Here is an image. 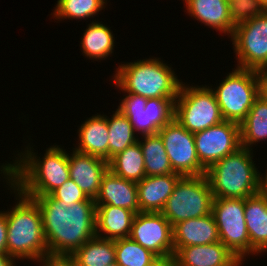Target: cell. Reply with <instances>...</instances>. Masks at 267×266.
I'll list each match as a JSON object with an SVG mask.
<instances>
[{
	"label": "cell",
	"instance_id": "obj_40",
	"mask_svg": "<svg viewBox=\"0 0 267 266\" xmlns=\"http://www.w3.org/2000/svg\"><path fill=\"white\" fill-rule=\"evenodd\" d=\"M262 5L265 7L267 10V0H261Z\"/></svg>",
	"mask_w": 267,
	"mask_h": 266
},
{
	"label": "cell",
	"instance_id": "obj_37",
	"mask_svg": "<svg viewBox=\"0 0 267 266\" xmlns=\"http://www.w3.org/2000/svg\"><path fill=\"white\" fill-rule=\"evenodd\" d=\"M151 266H177L173 256L167 258H159Z\"/></svg>",
	"mask_w": 267,
	"mask_h": 266
},
{
	"label": "cell",
	"instance_id": "obj_9",
	"mask_svg": "<svg viewBox=\"0 0 267 266\" xmlns=\"http://www.w3.org/2000/svg\"><path fill=\"white\" fill-rule=\"evenodd\" d=\"M244 209L245 199L213 198L211 211L218 228L220 242L242 262L246 255L250 254V239Z\"/></svg>",
	"mask_w": 267,
	"mask_h": 266
},
{
	"label": "cell",
	"instance_id": "obj_34",
	"mask_svg": "<svg viewBox=\"0 0 267 266\" xmlns=\"http://www.w3.org/2000/svg\"><path fill=\"white\" fill-rule=\"evenodd\" d=\"M37 262H41V266H77L75 259L71 255L47 254Z\"/></svg>",
	"mask_w": 267,
	"mask_h": 266
},
{
	"label": "cell",
	"instance_id": "obj_42",
	"mask_svg": "<svg viewBox=\"0 0 267 266\" xmlns=\"http://www.w3.org/2000/svg\"><path fill=\"white\" fill-rule=\"evenodd\" d=\"M15 264H16V262L12 263L10 266H16Z\"/></svg>",
	"mask_w": 267,
	"mask_h": 266
},
{
	"label": "cell",
	"instance_id": "obj_6",
	"mask_svg": "<svg viewBox=\"0 0 267 266\" xmlns=\"http://www.w3.org/2000/svg\"><path fill=\"white\" fill-rule=\"evenodd\" d=\"M213 194L206 175L182 176L161 211L173 227L175 224L211 214Z\"/></svg>",
	"mask_w": 267,
	"mask_h": 266
},
{
	"label": "cell",
	"instance_id": "obj_29",
	"mask_svg": "<svg viewBox=\"0 0 267 266\" xmlns=\"http://www.w3.org/2000/svg\"><path fill=\"white\" fill-rule=\"evenodd\" d=\"M109 130V160L117 153L138 142L129 119L118 109L111 118L107 116Z\"/></svg>",
	"mask_w": 267,
	"mask_h": 266
},
{
	"label": "cell",
	"instance_id": "obj_18",
	"mask_svg": "<svg viewBox=\"0 0 267 266\" xmlns=\"http://www.w3.org/2000/svg\"><path fill=\"white\" fill-rule=\"evenodd\" d=\"M174 253L182 247L207 245L220 241L213 214L181 221L173 227Z\"/></svg>",
	"mask_w": 267,
	"mask_h": 266
},
{
	"label": "cell",
	"instance_id": "obj_17",
	"mask_svg": "<svg viewBox=\"0 0 267 266\" xmlns=\"http://www.w3.org/2000/svg\"><path fill=\"white\" fill-rule=\"evenodd\" d=\"M95 205H113L139 213L137 184L119 177L108 169L102 176Z\"/></svg>",
	"mask_w": 267,
	"mask_h": 266
},
{
	"label": "cell",
	"instance_id": "obj_20",
	"mask_svg": "<svg viewBox=\"0 0 267 266\" xmlns=\"http://www.w3.org/2000/svg\"><path fill=\"white\" fill-rule=\"evenodd\" d=\"M245 221L250 239V254L267 252V194L245 198Z\"/></svg>",
	"mask_w": 267,
	"mask_h": 266
},
{
	"label": "cell",
	"instance_id": "obj_32",
	"mask_svg": "<svg viewBox=\"0 0 267 266\" xmlns=\"http://www.w3.org/2000/svg\"><path fill=\"white\" fill-rule=\"evenodd\" d=\"M229 16L236 26L265 13L261 0H229Z\"/></svg>",
	"mask_w": 267,
	"mask_h": 266
},
{
	"label": "cell",
	"instance_id": "obj_36",
	"mask_svg": "<svg viewBox=\"0 0 267 266\" xmlns=\"http://www.w3.org/2000/svg\"><path fill=\"white\" fill-rule=\"evenodd\" d=\"M259 79V93L267 100V68L257 71Z\"/></svg>",
	"mask_w": 267,
	"mask_h": 266
},
{
	"label": "cell",
	"instance_id": "obj_16",
	"mask_svg": "<svg viewBox=\"0 0 267 266\" xmlns=\"http://www.w3.org/2000/svg\"><path fill=\"white\" fill-rule=\"evenodd\" d=\"M173 257L177 266H240L243 263L220 241L179 248Z\"/></svg>",
	"mask_w": 267,
	"mask_h": 266
},
{
	"label": "cell",
	"instance_id": "obj_22",
	"mask_svg": "<svg viewBox=\"0 0 267 266\" xmlns=\"http://www.w3.org/2000/svg\"><path fill=\"white\" fill-rule=\"evenodd\" d=\"M187 13L199 22L232 36L235 25L229 16L228 0H184Z\"/></svg>",
	"mask_w": 267,
	"mask_h": 266
},
{
	"label": "cell",
	"instance_id": "obj_1",
	"mask_svg": "<svg viewBox=\"0 0 267 266\" xmlns=\"http://www.w3.org/2000/svg\"><path fill=\"white\" fill-rule=\"evenodd\" d=\"M39 206L49 254L72 255L96 236L95 200L63 202L50 195L27 196Z\"/></svg>",
	"mask_w": 267,
	"mask_h": 266
},
{
	"label": "cell",
	"instance_id": "obj_25",
	"mask_svg": "<svg viewBox=\"0 0 267 266\" xmlns=\"http://www.w3.org/2000/svg\"><path fill=\"white\" fill-rule=\"evenodd\" d=\"M84 31L80 44L86 57L97 61L106 59L113 53L115 38L110 28L95 20Z\"/></svg>",
	"mask_w": 267,
	"mask_h": 266
},
{
	"label": "cell",
	"instance_id": "obj_10",
	"mask_svg": "<svg viewBox=\"0 0 267 266\" xmlns=\"http://www.w3.org/2000/svg\"><path fill=\"white\" fill-rule=\"evenodd\" d=\"M121 100L118 110L129 119L134 132L142 136L158 134L174 119L176 98H145L128 93Z\"/></svg>",
	"mask_w": 267,
	"mask_h": 266
},
{
	"label": "cell",
	"instance_id": "obj_39",
	"mask_svg": "<svg viewBox=\"0 0 267 266\" xmlns=\"http://www.w3.org/2000/svg\"><path fill=\"white\" fill-rule=\"evenodd\" d=\"M15 261L8 254H0V266H10Z\"/></svg>",
	"mask_w": 267,
	"mask_h": 266
},
{
	"label": "cell",
	"instance_id": "obj_13",
	"mask_svg": "<svg viewBox=\"0 0 267 266\" xmlns=\"http://www.w3.org/2000/svg\"><path fill=\"white\" fill-rule=\"evenodd\" d=\"M194 140L200 164L207 170L241 147L240 124L224 120L194 133Z\"/></svg>",
	"mask_w": 267,
	"mask_h": 266
},
{
	"label": "cell",
	"instance_id": "obj_19",
	"mask_svg": "<svg viewBox=\"0 0 267 266\" xmlns=\"http://www.w3.org/2000/svg\"><path fill=\"white\" fill-rule=\"evenodd\" d=\"M181 177L178 173L145 176L136 183L140 212H161Z\"/></svg>",
	"mask_w": 267,
	"mask_h": 266
},
{
	"label": "cell",
	"instance_id": "obj_21",
	"mask_svg": "<svg viewBox=\"0 0 267 266\" xmlns=\"http://www.w3.org/2000/svg\"><path fill=\"white\" fill-rule=\"evenodd\" d=\"M78 137L80 142L73 148L75 151L109 161V130L106 115L97 113L86 119L78 130Z\"/></svg>",
	"mask_w": 267,
	"mask_h": 266
},
{
	"label": "cell",
	"instance_id": "obj_12",
	"mask_svg": "<svg viewBox=\"0 0 267 266\" xmlns=\"http://www.w3.org/2000/svg\"><path fill=\"white\" fill-rule=\"evenodd\" d=\"M163 140L171 167L181 176H201L206 169L197 157L194 133L173 119L158 131Z\"/></svg>",
	"mask_w": 267,
	"mask_h": 266
},
{
	"label": "cell",
	"instance_id": "obj_15",
	"mask_svg": "<svg viewBox=\"0 0 267 266\" xmlns=\"http://www.w3.org/2000/svg\"><path fill=\"white\" fill-rule=\"evenodd\" d=\"M69 174L88 197L95 200L100 191L101 179L108 170V161L73 150L68 154Z\"/></svg>",
	"mask_w": 267,
	"mask_h": 266
},
{
	"label": "cell",
	"instance_id": "obj_3",
	"mask_svg": "<svg viewBox=\"0 0 267 266\" xmlns=\"http://www.w3.org/2000/svg\"><path fill=\"white\" fill-rule=\"evenodd\" d=\"M28 147L12 163L13 186L25 196L50 195L70 179L68 153L53 145L41 159Z\"/></svg>",
	"mask_w": 267,
	"mask_h": 266
},
{
	"label": "cell",
	"instance_id": "obj_8",
	"mask_svg": "<svg viewBox=\"0 0 267 266\" xmlns=\"http://www.w3.org/2000/svg\"><path fill=\"white\" fill-rule=\"evenodd\" d=\"M174 119L191 133L203 131L224 121L211 87H189L183 82L175 100Z\"/></svg>",
	"mask_w": 267,
	"mask_h": 266
},
{
	"label": "cell",
	"instance_id": "obj_23",
	"mask_svg": "<svg viewBox=\"0 0 267 266\" xmlns=\"http://www.w3.org/2000/svg\"><path fill=\"white\" fill-rule=\"evenodd\" d=\"M135 215L125 208L96 205V236L109 240L129 238Z\"/></svg>",
	"mask_w": 267,
	"mask_h": 266
},
{
	"label": "cell",
	"instance_id": "obj_26",
	"mask_svg": "<svg viewBox=\"0 0 267 266\" xmlns=\"http://www.w3.org/2000/svg\"><path fill=\"white\" fill-rule=\"evenodd\" d=\"M108 169L126 180L138 183L145 176L144 157L139 142L117 153L108 161Z\"/></svg>",
	"mask_w": 267,
	"mask_h": 266
},
{
	"label": "cell",
	"instance_id": "obj_33",
	"mask_svg": "<svg viewBox=\"0 0 267 266\" xmlns=\"http://www.w3.org/2000/svg\"><path fill=\"white\" fill-rule=\"evenodd\" d=\"M50 196L58 201L63 202H80L86 201L88 197L83 191L76 185L72 179H68L59 188L55 189Z\"/></svg>",
	"mask_w": 267,
	"mask_h": 266
},
{
	"label": "cell",
	"instance_id": "obj_41",
	"mask_svg": "<svg viewBox=\"0 0 267 266\" xmlns=\"http://www.w3.org/2000/svg\"><path fill=\"white\" fill-rule=\"evenodd\" d=\"M107 266H119V265L116 262H113V263H111V264H109Z\"/></svg>",
	"mask_w": 267,
	"mask_h": 266
},
{
	"label": "cell",
	"instance_id": "obj_7",
	"mask_svg": "<svg viewBox=\"0 0 267 266\" xmlns=\"http://www.w3.org/2000/svg\"><path fill=\"white\" fill-rule=\"evenodd\" d=\"M211 90L224 120L240 124L246 118L254 100L260 95L258 73L255 70L236 67L219 86Z\"/></svg>",
	"mask_w": 267,
	"mask_h": 266
},
{
	"label": "cell",
	"instance_id": "obj_28",
	"mask_svg": "<svg viewBox=\"0 0 267 266\" xmlns=\"http://www.w3.org/2000/svg\"><path fill=\"white\" fill-rule=\"evenodd\" d=\"M71 256L75 259L77 266H107L116 262L114 240L95 236Z\"/></svg>",
	"mask_w": 267,
	"mask_h": 266
},
{
	"label": "cell",
	"instance_id": "obj_38",
	"mask_svg": "<svg viewBox=\"0 0 267 266\" xmlns=\"http://www.w3.org/2000/svg\"><path fill=\"white\" fill-rule=\"evenodd\" d=\"M265 173L266 174L264 177H262V175H259V192L263 194H267V172Z\"/></svg>",
	"mask_w": 267,
	"mask_h": 266
},
{
	"label": "cell",
	"instance_id": "obj_35",
	"mask_svg": "<svg viewBox=\"0 0 267 266\" xmlns=\"http://www.w3.org/2000/svg\"><path fill=\"white\" fill-rule=\"evenodd\" d=\"M0 254H7V221L5 211H0Z\"/></svg>",
	"mask_w": 267,
	"mask_h": 266
},
{
	"label": "cell",
	"instance_id": "obj_11",
	"mask_svg": "<svg viewBox=\"0 0 267 266\" xmlns=\"http://www.w3.org/2000/svg\"><path fill=\"white\" fill-rule=\"evenodd\" d=\"M231 40L237 67L255 71L267 68V11L236 25Z\"/></svg>",
	"mask_w": 267,
	"mask_h": 266
},
{
	"label": "cell",
	"instance_id": "obj_31",
	"mask_svg": "<svg viewBox=\"0 0 267 266\" xmlns=\"http://www.w3.org/2000/svg\"><path fill=\"white\" fill-rule=\"evenodd\" d=\"M107 0H58L52 13L55 19H86L105 8ZM94 15V16H93Z\"/></svg>",
	"mask_w": 267,
	"mask_h": 266
},
{
	"label": "cell",
	"instance_id": "obj_2",
	"mask_svg": "<svg viewBox=\"0 0 267 266\" xmlns=\"http://www.w3.org/2000/svg\"><path fill=\"white\" fill-rule=\"evenodd\" d=\"M7 179V185L14 190L18 202L12 210L6 211L7 221V254L15 259L38 261L49 254L44 235L42 214L38 204L23 195L13 186V164H3L0 168ZM16 190V191H15Z\"/></svg>",
	"mask_w": 267,
	"mask_h": 266
},
{
	"label": "cell",
	"instance_id": "obj_30",
	"mask_svg": "<svg viewBox=\"0 0 267 266\" xmlns=\"http://www.w3.org/2000/svg\"><path fill=\"white\" fill-rule=\"evenodd\" d=\"M119 266H151L159 258L130 238L114 240Z\"/></svg>",
	"mask_w": 267,
	"mask_h": 266
},
{
	"label": "cell",
	"instance_id": "obj_24",
	"mask_svg": "<svg viewBox=\"0 0 267 266\" xmlns=\"http://www.w3.org/2000/svg\"><path fill=\"white\" fill-rule=\"evenodd\" d=\"M241 146L253 149V144L267 140V100L259 95L246 118L240 123Z\"/></svg>",
	"mask_w": 267,
	"mask_h": 266
},
{
	"label": "cell",
	"instance_id": "obj_4",
	"mask_svg": "<svg viewBox=\"0 0 267 266\" xmlns=\"http://www.w3.org/2000/svg\"><path fill=\"white\" fill-rule=\"evenodd\" d=\"M160 58L137 60L119 65L113 82L125 93L145 98H177L181 80Z\"/></svg>",
	"mask_w": 267,
	"mask_h": 266
},
{
	"label": "cell",
	"instance_id": "obj_5",
	"mask_svg": "<svg viewBox=\"0 0 267 266\" xmlns=\"http://www.w3.org/2000/svg\"><path fill=\"white\" fill-rule=\"evenodd\" d=\"M253 150L240 147L206 170L213 198L245 199L259 193V175Z\"/></svg>",
	"mask_w": 267,
	"mask_h": 266
},
{
	"label": "cell",
	"instance_id": "obj_14",
	"mask_svg": "<svg viewBox=\"0 0 267 266\" xmlns=\"http://www.w3.org/2000/svg\"><path fill=\"white\" fill-rule=\"evenodd\" d=\"M129 238L158 258L174 256L173 229L161 212L136 213Z\"/></svg>",
	"mask_w": 267,
	"mask_h": 266
},
{
	"label": "cell",
	"instance_id": "obj_27",
	"mask_svg": "<svg viewBox=\"0 0 267 266\" xmlns=\"http://www.w3.org/2000/svg\"><path fill=\"white\" fill-rule=\"evenodd\" d=\"M138 142L141 146L146 176L175 173L171 167L164 143L159 134L143 135Z\"/></svg>",
	"mask_w": 267,
	"mask_h": 266
}]
</instances>
